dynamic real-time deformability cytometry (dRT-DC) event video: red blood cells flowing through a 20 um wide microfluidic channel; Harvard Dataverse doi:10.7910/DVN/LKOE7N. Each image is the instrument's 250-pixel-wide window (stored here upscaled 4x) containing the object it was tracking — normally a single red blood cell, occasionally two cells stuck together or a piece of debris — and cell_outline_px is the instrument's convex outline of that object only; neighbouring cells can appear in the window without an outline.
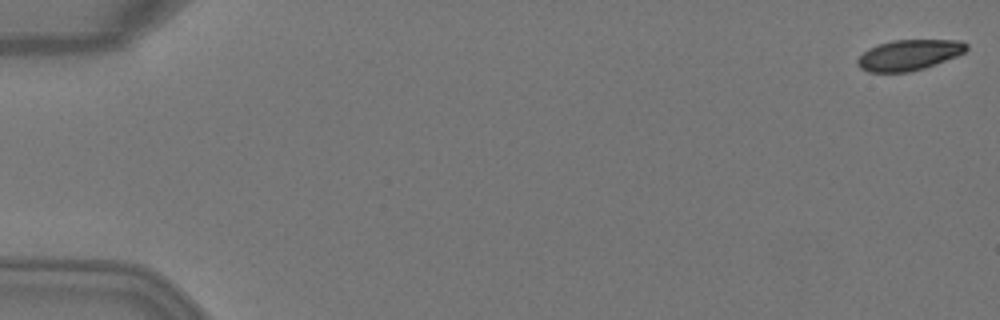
{"species": "Egyptian fruit bat (a non-hibernating species)", "species_latin": "Rousettus aegyptiacus", "temperature_condition": "warm", "stored_images_in_passage": 9, "camera_frame_rate_fps": 3000, "um_per_image_px": 0.085, "animal": {"sex": "female"}, "frame": {"image": 1, "passage_image": 1, "time_ms": 0.0, "image_size_px": [1000, 320], "cell_outline_px": [[968, 48], [964, 52], [956, 56], [936, 64], [924, 68], [908, 72], [868, 72], [860, 68], [856, 64], [856, 60], [868, 48], [892, 40], [960, 40], [968, 44]], "centroid_in_image_um": [77.25, 4.67], "position_along_channel_um": 7.7, "area_um2": 19.42}}